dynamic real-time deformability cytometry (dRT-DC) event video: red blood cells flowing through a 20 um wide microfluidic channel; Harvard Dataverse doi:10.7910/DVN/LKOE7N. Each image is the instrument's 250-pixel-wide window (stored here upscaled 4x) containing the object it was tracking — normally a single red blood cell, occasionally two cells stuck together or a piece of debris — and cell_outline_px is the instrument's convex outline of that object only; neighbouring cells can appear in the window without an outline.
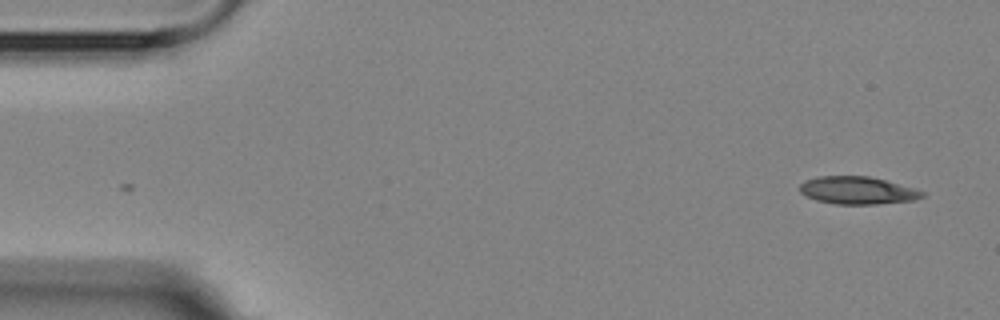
{"species": "Egyptian fruit bat (a non-hibernating species)", "species_latin": "Rousettus aegyptiacus", "temperature_condition": "room temperature", "stored_images_in_passage": 3, "camera_frame_rate_fps": 3000, "um_per_image_px": 0.085, "animal": {"sex": "female"}, "frame": {"image": 1, "passage_image": 3, "time_ms": 2.333, "image_size_px": [1000, 320], "cell_outline_px": [[924, 196], [916, 200], [876, 204], [836, 204], [816, 200], [804, 196], [800, 192], [800, 184], [804, 180], [816, 176], [868, 176], [916, 188], [924, 192]], "centroid_in_image_um": [72.87, 16.18], "position_along_channel_um": 12.1, "area_um2": 19.83}}